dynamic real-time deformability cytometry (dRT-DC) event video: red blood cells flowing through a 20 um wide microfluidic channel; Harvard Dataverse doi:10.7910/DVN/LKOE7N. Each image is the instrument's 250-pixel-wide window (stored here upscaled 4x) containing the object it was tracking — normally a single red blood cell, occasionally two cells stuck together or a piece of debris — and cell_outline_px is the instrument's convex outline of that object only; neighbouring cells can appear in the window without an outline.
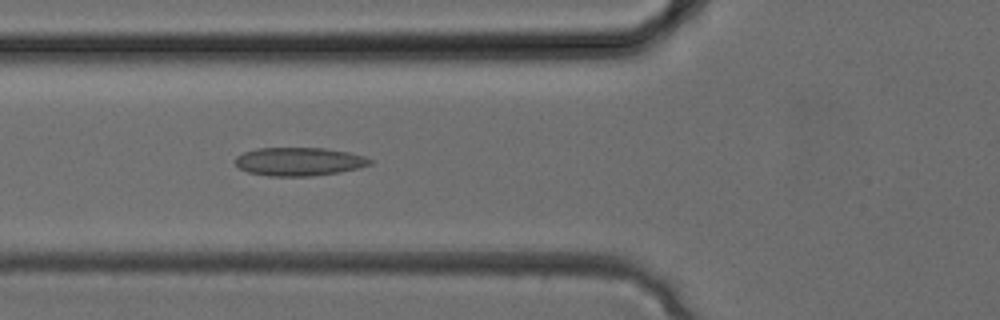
{"species": "common noctule bat (a hibernating species)", "species_latin": "Nyctalus noctula", "temperature_condition": "cold", "stored_images_in_passage": 34, "camera_frame_rate_fps": 3000, "um_per_image_px": 0.085, "animal": {"sex": "female", "body_mass_g": 24.6, "forearm_length_mm": 56.2}, "frame": {"image": 1, "passage_image": 12, "time_ms": 3.667, "image_size_px": [1000, 320], "cell_outline_px": [[372, 164], [340, 172], [312, 176], [268, 176], [248, 172], [240, 168], [236, 164], [236, 156], [244, 152], [256, 148], [324, 148], [348, 152], [364, 156], [372, 160]], "centroid_in_image_um": [25.41, 13.73], "position_along_channel_um": 100.4, "area_um2": 22.2}}
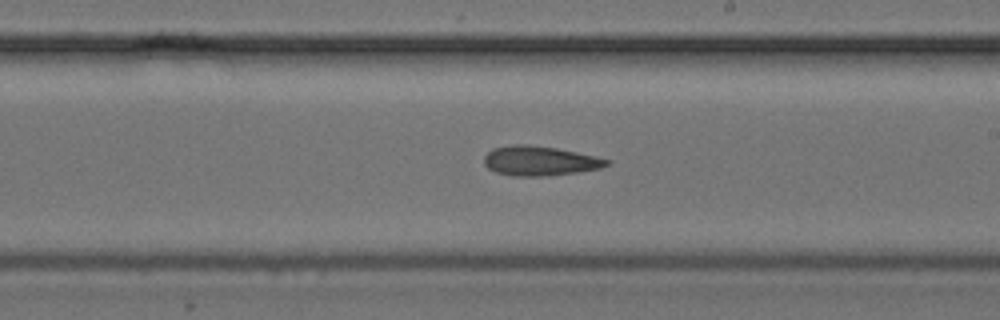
{"frame": {"image": 2, "passage_image": 19, "time_ms": 6.0, "image_size_px": [1000, 320], "cell_outline_px": [[612, 160], [608, 164], [600, 168], [580, 172], [548, 176], [512, 176], [496, 172], [488, 168], [484, 164], [484, 156], [492, 148], [512, 144], [528, 144], [556, 148], [596, 156]], "centroid_in_image_um": [45.87, 13.67], "position_along_channel_um": 243.1, "area_um2": 21.33}}
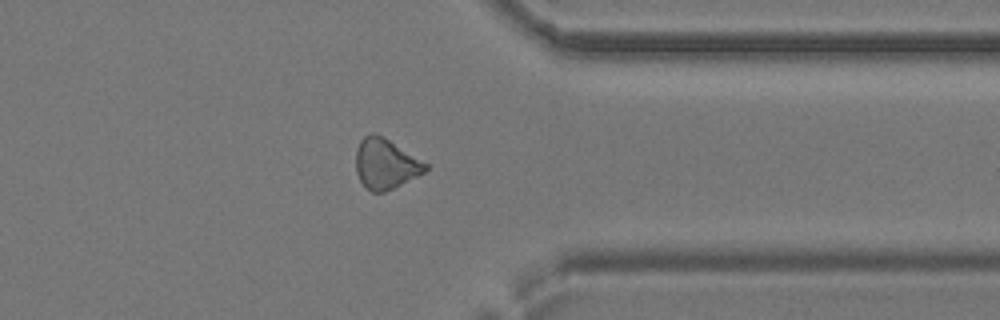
{"frame": {"image": 3, "passage_image": 26, "time_ms": 8.333, "image_size_px": [1000, 320], "cell_outline_px": [[432, 164], [424, 172], [384, 192], [372, 192], [360, 180], [356, 172], [356, 148], [360, 140], [364, 136], [372, 132], [384, 136]], "centroid_in_image_um": [32.81, 13.87], "position_along_channel_um": 378.6, "area_um2": 20.63}}